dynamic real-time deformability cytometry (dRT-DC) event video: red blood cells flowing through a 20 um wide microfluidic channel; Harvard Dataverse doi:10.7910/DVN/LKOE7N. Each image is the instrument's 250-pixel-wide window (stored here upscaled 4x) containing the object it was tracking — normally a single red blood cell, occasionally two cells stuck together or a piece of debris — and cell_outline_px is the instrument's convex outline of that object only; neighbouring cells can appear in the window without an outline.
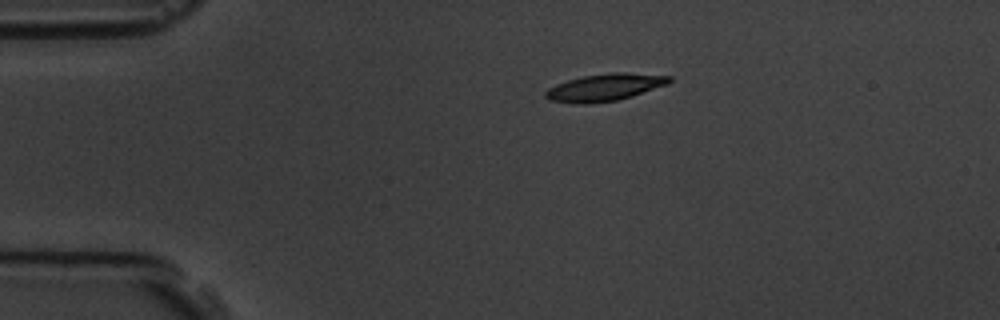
{"species": "common noctule bat (a hibernating species)", "species_latin": "Nyctalus noctula", "temperature_condition": "room temperature", "stored_images_in_passage": 3, "camera_frame_rate_fps": 3000, "um_per_image_px": 0.085, "animal": {"sex": "male", "body_mass_g": 19.5, "forearm_length_mm": 54.6}, "frame": {"image": 1, "passage_image": 1, "time_ms": 0.0, "image_size_px": [1000, 320], "cell_outline_px": [[672, 80], [668, 84], [632, 96], [616, 100], [588, 104], [580, 104], [548, 100], [544, 96], [544, 92], [548, 88], [556, 84], [568, 80], [584, 76], [612, 72], [628, 72], [672, 76]], "centroid_in_image_um": [51.4, 7.42], "position_along_channel_um": 33.6, "area_um2": 19.65}}
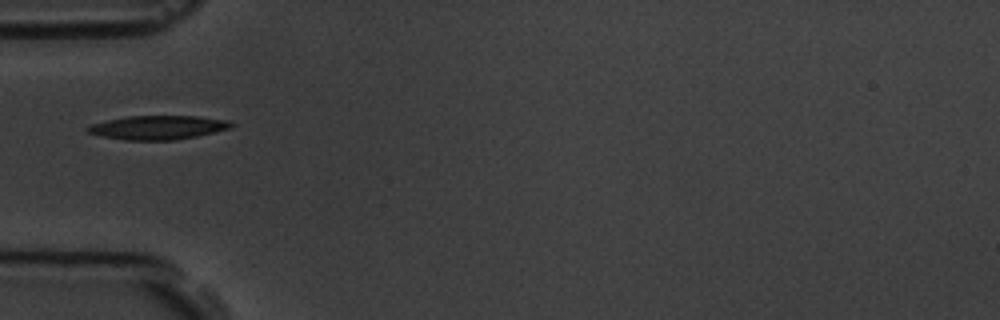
{"frame": {"image": 2, "passage_image": 3, "time_ms": 2.333, "image_size_px": [1000, 320], "cell_outline_px": [[236, 124], [232, 128], [196, 136], [176, 140], [124, 140], [100, 136], [88, 132], [84, 128], [92, 124], [108, 120], [128, 116], [200, 116], [232, 120]], "centroid_in_image_um": [13.49, 10.83], "position_along_channel_um": 71.5, "area_um2": 20.23}}